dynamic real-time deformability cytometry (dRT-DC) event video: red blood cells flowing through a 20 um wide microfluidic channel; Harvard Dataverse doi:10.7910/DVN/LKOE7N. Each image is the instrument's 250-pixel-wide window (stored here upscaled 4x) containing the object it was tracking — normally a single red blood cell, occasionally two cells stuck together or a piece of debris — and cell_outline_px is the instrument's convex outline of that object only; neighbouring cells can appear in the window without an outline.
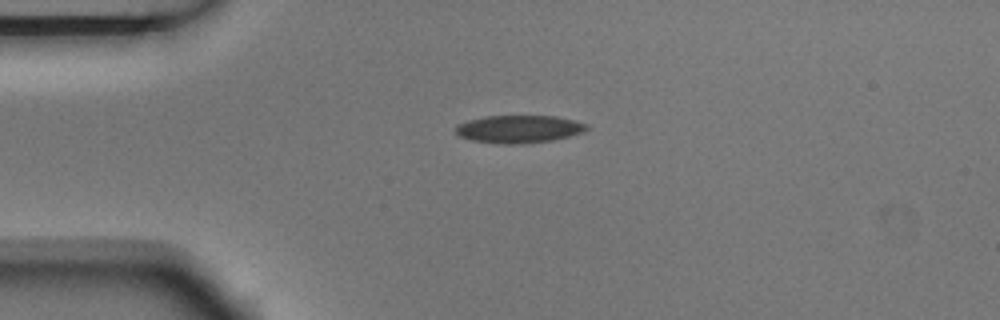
{"species": "Egyptian fruit bat (a non-hibernating species)", "species_latin": "Rousettus aegyptiacus", "temperature_condition": "room temperature", "stored_images_in_passage": 1, "camera_frame_rate_fps": 3000, "um_per_image_px": 0.085, "animal": {"sex": "male"}, "frame": {"image": 1, "passage_image": 1, "time_ms": 0.0, "image_size_px": [1000, 320], "cell_outline_px": [[588, 128], [584, 132], [552, 140], [516, 144], [500, 144], [472, 140], [460, 136], [456, 132], [456, 124], [468, 120], [484, 116], [556, 116], [588, 124]], "centroid_in_image_um": [44.09, 10.96], "position_along_channel_um": 40.9, "area_um2": 21.04}}